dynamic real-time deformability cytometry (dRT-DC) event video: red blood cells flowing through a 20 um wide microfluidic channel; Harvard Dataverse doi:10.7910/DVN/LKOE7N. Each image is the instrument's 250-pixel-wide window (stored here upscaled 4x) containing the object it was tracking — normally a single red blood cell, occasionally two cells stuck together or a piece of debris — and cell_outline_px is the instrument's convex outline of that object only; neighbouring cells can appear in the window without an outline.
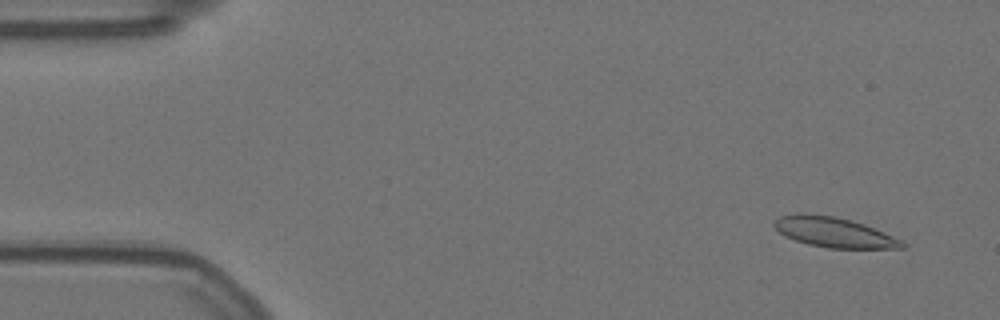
{"species": "Egyptian fruit bat (a non-hibernating species)", "species_latin": "Rousettus aegyptiacus", "temperature_condition": "warm", "stored_images_in_passage": 57, "camera_frame_rate_fps": 3000, "um_per_image_px": 0.085, "animal": {"sex": "female"}, "frame": {"image": 1, "passage_image": 4, "time_ms": 1.0, "image_size_px": [1000, 320], "cell_outline_px": [[908, 244], [904, 248], [828, 248], [808, 244], [784, 236], [772, 224], [780, 216], [800, 212], [832, 216], [864, 224], [892, 236]], "centroid_in_image_um": [70.86, 19.74], "position_along_channel_um": 14.1, "area_um2": 22.14}}
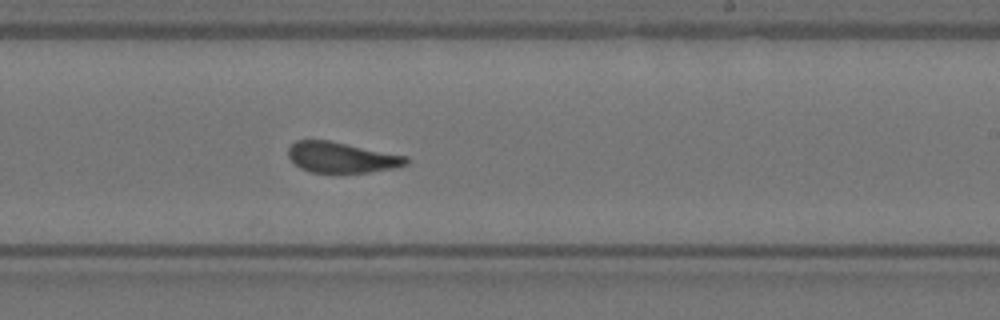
{"frame": {"image": 2, "passage_image": 34, "time_ms": 11.0, "image_size_px": [1000, 320], "cell_outline_px": [[412, 160], [408, 164], [396, 168], [368, 172], [312, 172], [300, 168], [288, 156], [288, 148], [296, 140], [328, 140], [408, 156]], "centroid_in_image_um": [29.09, 13.38], "position_along_channel_um": 259.9, "area_um2": 21.04}}
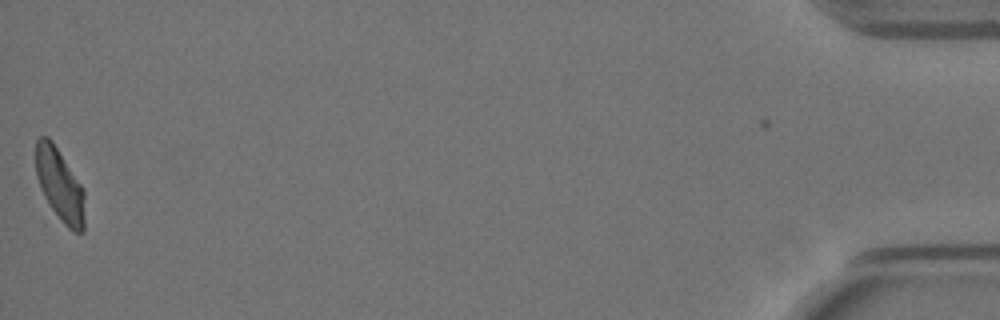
{"frame": {"image": 3, "passage_image": 57, "time_ms": 18.667, "image_size_px": [1000, 320], "cell_outline_px": [[84, 232], [76, 232], [68, 228], [60, 220], [44, 196], [36, 176], [36, 140], [40, 136], [48, 136], [52, 140], [84, 188]], "centroid_in_image_um": [5.09, 15.7], "position_along_channel_um": 430.1, "area_um2": 20.69}, "authors_computed_cell_mechanics": {"area_um2": 21.8484, "velocity_mm_per_s": 3.5236, "shape_relaxation_time_tau1_ms": 9.1329, "shape_relaxation_time_tau2_ms": 1.2067, "deformation_change_tau1": 0.1729, "deformation_change_tau2": 0.0848}}